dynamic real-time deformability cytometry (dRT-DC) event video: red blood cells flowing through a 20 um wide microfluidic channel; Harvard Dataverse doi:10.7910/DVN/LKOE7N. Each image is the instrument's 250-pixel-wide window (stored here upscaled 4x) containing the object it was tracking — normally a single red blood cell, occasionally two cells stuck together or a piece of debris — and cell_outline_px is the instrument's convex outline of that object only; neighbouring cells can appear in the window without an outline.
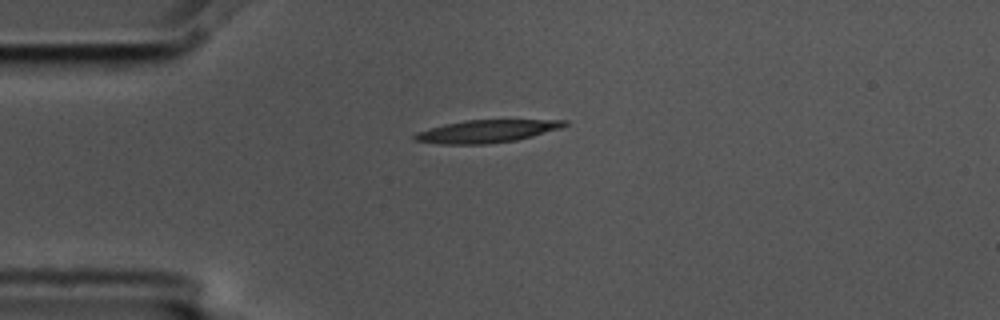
{"species": "common noctule bat (a hibernating species)", "species_latin": "Nyctalus noctula", "temperature_condition": "cold", "stored_images_in_passage": 7, "camera_frame_rate_fps": 3000, "um_per_image_px": 0.085, "animal": {"sex": "male", "body_mass_g": 17.5, "forearm_length_mm": 52.3}, "frame": {"image": 1, "passage_image": 1, "time_ms": 0.0, "image_size_px": [1000, 320], "cell_outline_px": [[568, 124], [560, 128], [532, 136], [516, 140], [488, 144], [440, 144], [412, 140], [412, 136], [416, 132], [444, 124], [464, 120], [568, 120]], "centroid_in_image_um": [41.32, 11.16], "position_along_channel_um": 43.7, "area_um2": 19.77}}